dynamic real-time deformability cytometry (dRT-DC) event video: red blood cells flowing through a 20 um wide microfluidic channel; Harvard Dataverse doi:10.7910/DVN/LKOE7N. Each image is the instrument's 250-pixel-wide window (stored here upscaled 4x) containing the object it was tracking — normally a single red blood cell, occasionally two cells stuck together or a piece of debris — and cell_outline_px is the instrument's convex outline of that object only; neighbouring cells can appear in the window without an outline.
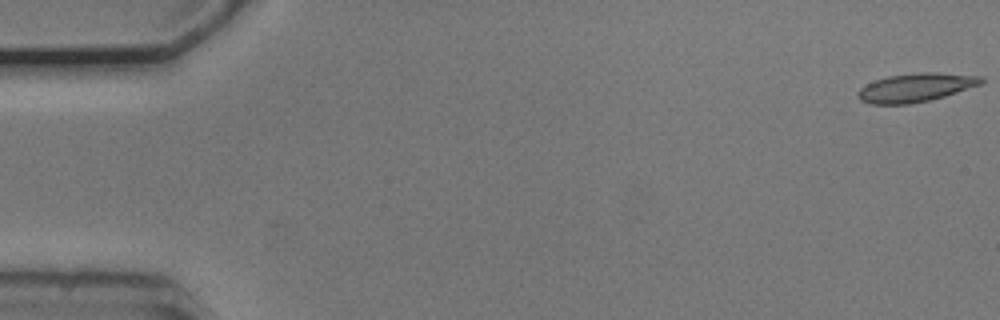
{"species": "common noctule bat (a hibernating species)", "species_latin": "Nyctalus noctula", "temperature_condition": "cold", "stored_images_in_passage": 54, "camera_frame_rate_fps": 3000, "um_per_image_px": 0.085, "animal": {"sex": "male", "body_mass_g": 20.5, "forearm_length_mm": 52.5}, "frame": {"image": 1, "passage_image": 1, "time_ms": 0.0, "image_size_px": [1000, 320], "cell_outline_px": [[984, 80], [980, 84], [944, 96], [928, 100], [908, 104], [868, 104], [860, 100], [856, 96], [856, 92], [860, 88], [876, 80], [888, 76], [920, 72], [936, 72], [984, 76]], "centroid_in_image_um": [77.81, 7.44], "position_along_channel_um": 7.2, "area_um2": 20.46}}
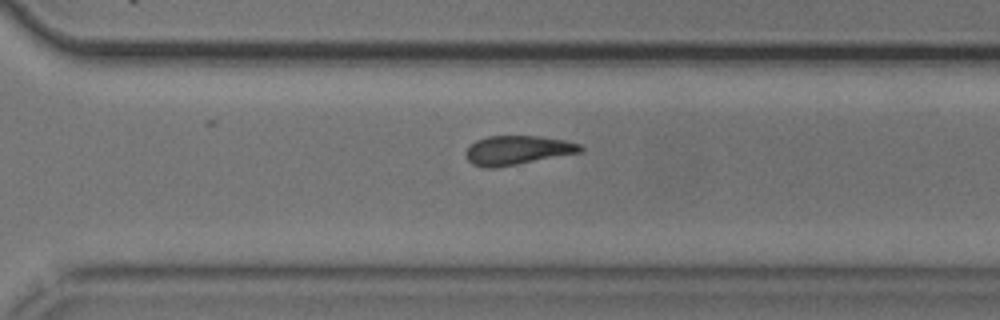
{"frame": {"image": 2, "passage_image": 38, "time_ms": 12.333, "image_size_px": [1000, 320], "cell_outline_px": [[584, 148], [580, 152], [496, 168], [484, 168], [472, 164], [464, 156], [464, 152], [476, 140], [488, 136], [540, 136], [564, 140], [580, 144]], "centroid_in_image_um": [43.93, 12.77], "position_along_channel_um": 326.7, "area_um2": 19.36}}
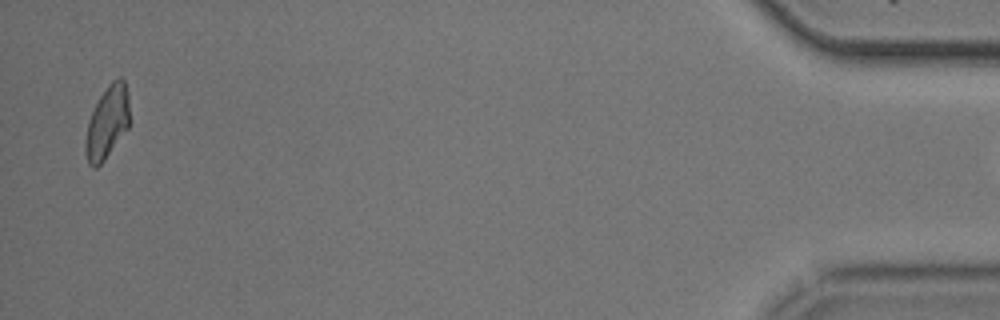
{"frame": {"image": 3, "passage_image": 53, "time_ms": 17.333, "image_size_px": [1000, 320], "cell_outline_px": [[128, 128], [104, 160], [96, 168], [92, 168], [88, 164], [84, 152], [84, 140], [88, 120], [100, 96], [112, 80], [120, 76], [124, 80], [128, 92]], "centroid_in_image_um": [9.08, 10.42], "position_along_channel_um": 426.1, "area_um2": 18.67}}